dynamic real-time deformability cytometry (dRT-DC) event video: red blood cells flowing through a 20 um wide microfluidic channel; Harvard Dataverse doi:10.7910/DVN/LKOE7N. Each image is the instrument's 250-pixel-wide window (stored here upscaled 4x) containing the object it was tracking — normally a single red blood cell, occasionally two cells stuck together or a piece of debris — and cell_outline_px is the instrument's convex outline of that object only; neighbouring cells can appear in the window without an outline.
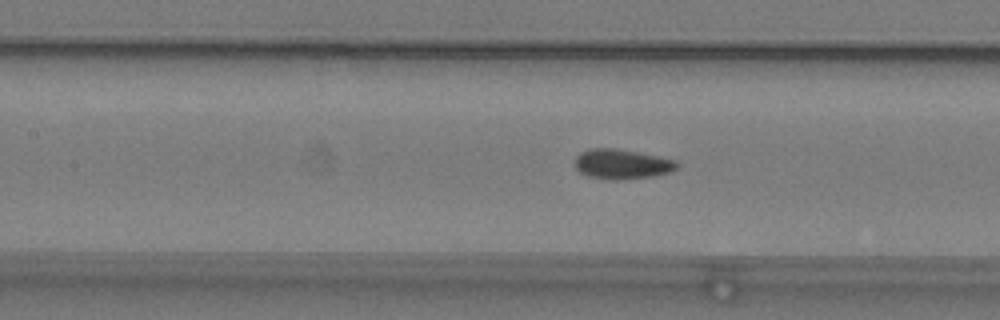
{"species": "common noctule bat (a hibernating species)", "species_latin": "Nyctalus noctula", "temperature_condition": "warm", "stored_images_in_passage": 39, "camera_frame_rate_fps": 3000, "um_per_image_px": 0.085, "animal": {"sex": "male", "body_mass_g": 19.2, "forearm_length_mm": 51.8}, "frame": {"image": 1, "passage_image": 9, "time_ms": 2.667, "image_size_px": [1000, 320], "cell_outline_px": [[680, 164], [672, 172], [652, 176], [616, 180], [612, 180], [588, 176], [580, 172], [576, 168], [576, 156], [580, 152], [588, 148], [616, 148], [640, 152], [676, 160]], "centroid_in_image_um": [52.88, 13.93], "position_along_channel_um": 154.5, "area_um2": 17.86}}
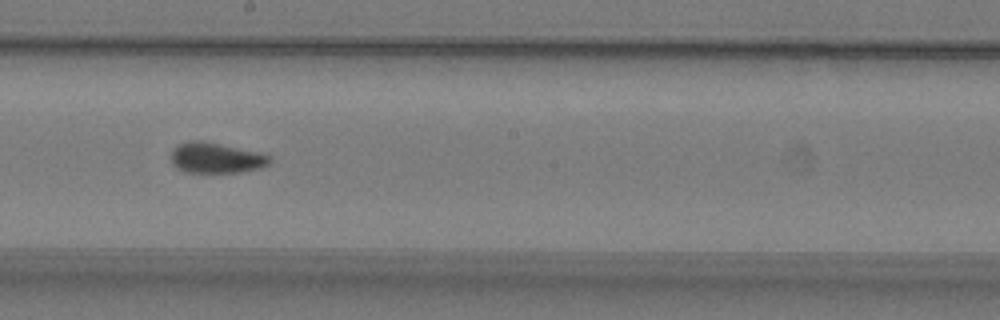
{"frame": {"image": 2, "passage_image": 15, "time_ms": 4.667, "image_size_px": [1000, 320], "cell_outline_px": [[272, 160], [268, 164], [260, 168], [240, 172], [184, 172], [176, 168], [172, 164], [172, 148], [176, 144], [188, 140], [208, 140], [260, 152], [272, 156]], "centroid_in_image_um": [18.36, 13.39], "position_along_channel_um": 229.8, "area_um2": 18.09}}
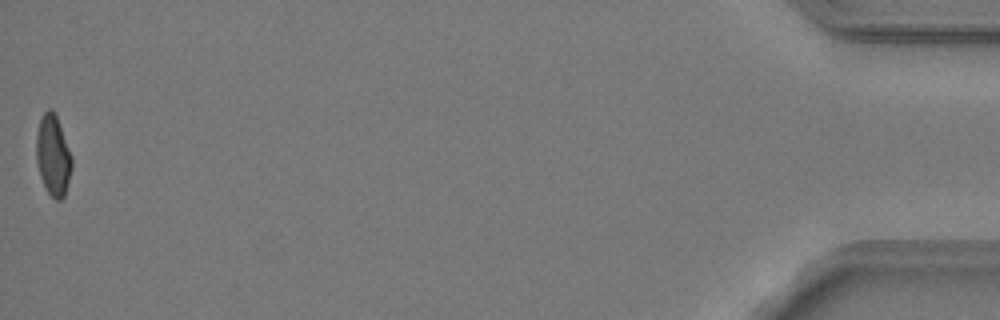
{"frame": {"image": 3, "passage_image": 39, "time_ms": 12.667, "image_size_px": [1000, 320], "cell_outline_px": [[72, 168], [64, 196], [60, 200], [56, 200], [48, 192], [40, 176], [36, 160], [36, 136], [40, 116], [48, 108], [52, 108], [56, 112], [72, 156]], "centroid_in_image_um": [4.51, 13.14], "position_along_channel_um": 430.7, "area_um2": 16.94}, "authors_computed_cell_mechanics": {"area_um2": 17.34, "velocity_mm_per_s": 3.7682, "shape_relaxation_time_tau1_ms": null, "shape_relaxation_time_tau2_ms": 1.6862, "deformation_change_tau1": null, "deformation_change_tau2": 0.0614}}